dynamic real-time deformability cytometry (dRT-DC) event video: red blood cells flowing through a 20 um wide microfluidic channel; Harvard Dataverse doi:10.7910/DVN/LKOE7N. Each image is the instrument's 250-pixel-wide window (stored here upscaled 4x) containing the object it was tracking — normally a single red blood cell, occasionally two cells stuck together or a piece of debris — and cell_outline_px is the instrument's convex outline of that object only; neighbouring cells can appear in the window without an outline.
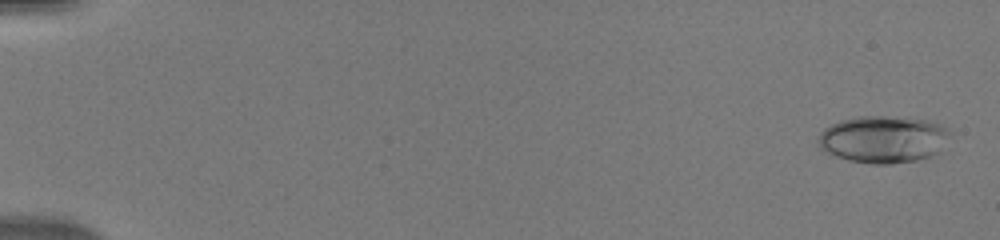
{"species": "human", "species_latin": "Homo sapiens", "temperature_condition": "warm", "stored_images_in_passage": 51, "camera_frame_rate_fps": 3000, "um_per_image_px": 0.085, "donor": {"sex": "male"}, "frame": {"image": 1, "passage_image": 2, "time_ms": 0.333, "image_size_px": [1000, 240], "cell_outline_px": [[952, 136], [932, 156], [916, 160], [892, 164], [872, 164], [848, 160], [836, 156], [820, 148], [820, 132], [824, 128], [832, 124], [844, 120], [860, 116], [884, 116], [928, 120], [940, 124], [948, 128], [952, 132]], "centroid_in_image_um": [75.12, 11.84], "position_along_channel_um": 9.9, "area_um2": 36.01}}
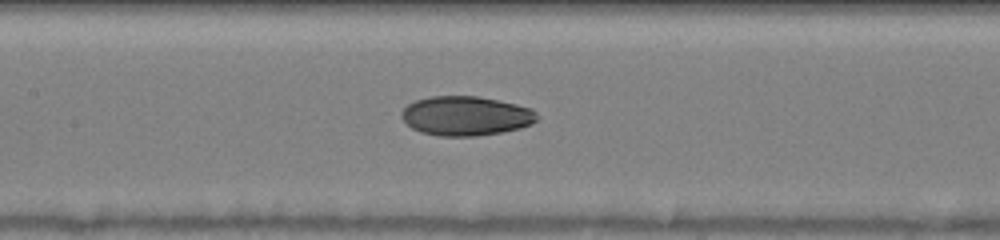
{"frame": {"image": 2, "passage_image": 26, "time_ms": 8.333, "image_size_px": [1000, 240], "cell_outline_px": [[536, 120], [532, 124], [520, 128], [500, 132], [476, 136], [440, 136], [420, 132], [412, 128], [400, 116], [400, 112], [408, 104], [416, 100], [432, 96], [476, 96], [516, 104], [532, 108], [536, 112]], "centroid_in_image_um": [39.58, 9.85], "position_along_channel_um": 167.8, "area_um2": 30.98}}
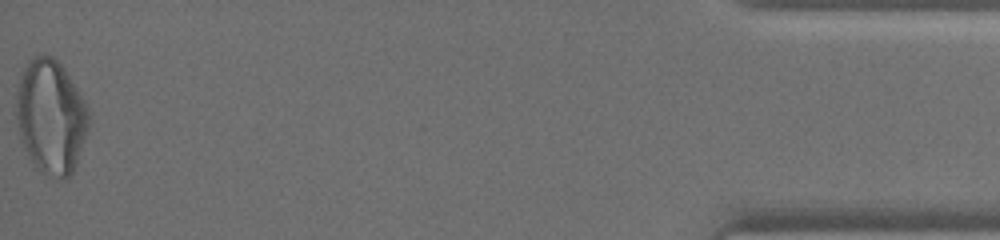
{"frame": {"image": 3, "passage_image": 51, "time_ms": 16.667, "image_size_px": [1000, 240], "cell_outline_px": [[88, 128], [72, 172], [68, 180], [64, 180], [36, 168], [20, 140], [16, 116], [16, 96], [20, 80], [24, 68], [40, 52], [52, 56], [64, 68], [84, 100], [88, 108]], "centroid_in_image_um": [4.31, 9.9], "position_along_channel_um": 430.9, "area_um2": 47.51}}